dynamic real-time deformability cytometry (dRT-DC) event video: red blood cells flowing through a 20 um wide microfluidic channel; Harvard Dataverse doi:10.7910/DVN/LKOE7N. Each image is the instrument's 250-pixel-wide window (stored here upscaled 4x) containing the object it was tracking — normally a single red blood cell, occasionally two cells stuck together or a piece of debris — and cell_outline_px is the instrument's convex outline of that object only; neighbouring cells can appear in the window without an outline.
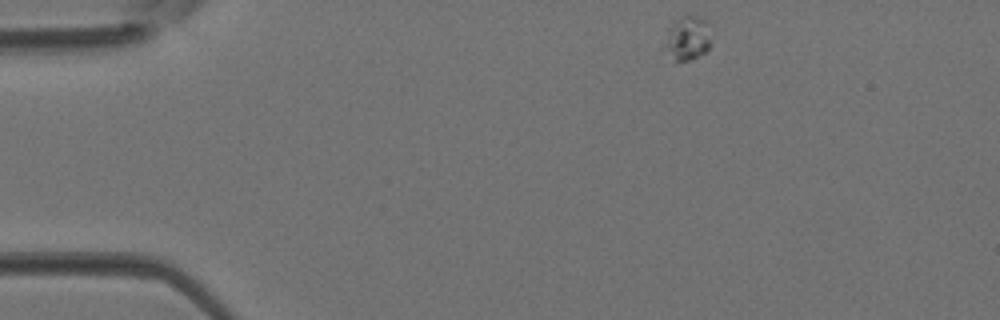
{"species": "Egyptian fruit bat (a non-hibernating species)", "species_latin": "Rousettus aegyptiacus", "temperature_condition": "room temperature", "stored_images_in_passage": 37, "camera_frame_rate_fps": 3000, "um_per_image_px": 0.085, "animal": {"sex": "female"}, "frame": {"image": 1, "passage_image": 1, "time_ms": 0.0, "image_size_px": [1000, 320], "cell_outline_px": [[708, 48], [704, 52], [692, 60], [676, 60], [664, 48], [668, 28], [680, 16], [688, 12], [704, 20], [708, 40]], "centroid_in_image_um": [58.38, 3.21], "position_along_channel_um": 26.6, "area_um2": 11.39}}
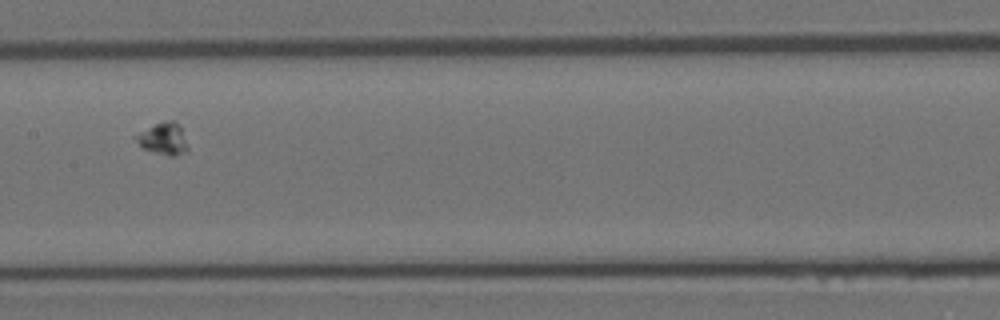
{"frame": {"image": 2, "passage_image": 16, "time_ms": 5.0, "image_size_px": [1000, 320], "cell_outline_px": [[188, 152], [176, 156], [168, 156], [140, 148], [132, 136], [164, 120], [172, 120], [180, 124], [188, 144]], "centroid_in_image_um": [13.89, 11.81], "position_along_channel_um": 193.5, "area_um2": 10.0}}